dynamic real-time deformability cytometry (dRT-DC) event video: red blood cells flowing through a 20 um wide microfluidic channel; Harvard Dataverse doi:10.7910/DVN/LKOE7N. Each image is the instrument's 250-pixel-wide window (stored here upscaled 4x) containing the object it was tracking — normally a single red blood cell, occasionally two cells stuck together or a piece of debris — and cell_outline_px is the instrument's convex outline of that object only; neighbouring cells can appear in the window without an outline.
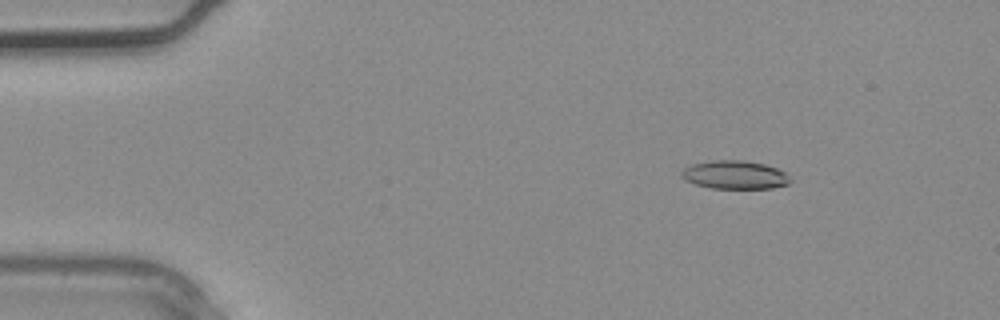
{"species": "common noctule bat (a hibernating species)", "species_latin": "Nyctalus noctula", "temperature_condition": "warm", "stored_images_in_passage": 4, "camera_frame_rate_fps": 3000, "um_per_image_px": 0.085, "animal": {"sex": "male", "body_mass_g": 20.4}, "frame": {"image": 1, "passage_image": 2, "time_ms": 0.333, "image_size_px": [1000, 320], "cell_outline_px": [[792, 180], [788, 184], [772, 188], [712, 188], [696, 184], [684, 180], [680, 176], [680, 172], [684, 168], [692, 164], [712, 160], [744, 160], [764, 164], [776, 168], [784, 172]], "centroid_in_image_um": [62.43, 14.86], "position_along_channel_um": 22.6, "area_um2": 17.98}}